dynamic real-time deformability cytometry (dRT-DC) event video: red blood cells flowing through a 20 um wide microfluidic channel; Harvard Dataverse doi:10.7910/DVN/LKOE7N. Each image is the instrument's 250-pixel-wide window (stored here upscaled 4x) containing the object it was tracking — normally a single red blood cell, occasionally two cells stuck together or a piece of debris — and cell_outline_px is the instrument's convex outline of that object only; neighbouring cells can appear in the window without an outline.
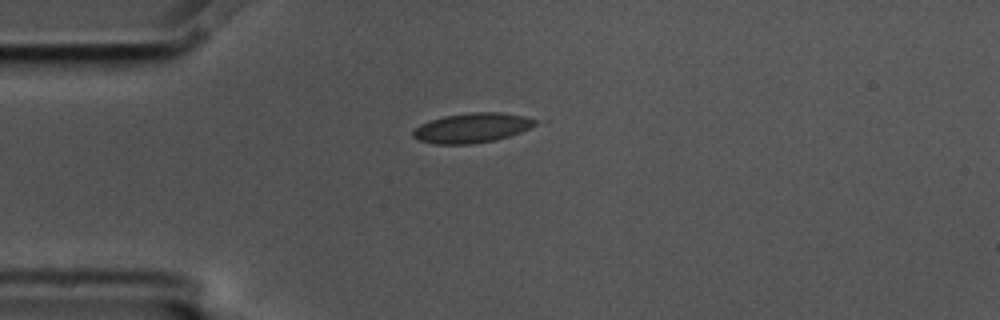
{"species": "common noctule bat (a hibernating species)", "species_latin": "Nyctalus noctula", "temperature_condition": "cold", "stored_images_in_passage": 7, "camera_frame_rate_fps": 3000, "um_per_image_px": 0.085, "animal": {"sex": "male", "body_mass_g": 17.5, "forearm_length_mm": 52.3}, "frame": {"image": 1, "passage_image": 1, "time_ms": 0.0, "image_size_px": [1000, 320], "cell_outline_px": [[536, 124], [520, 132], [496, 140], [472, 144], [436, 144], [416, 140], [412, 136], [412, 132], [420, 124], [444, 116], [472, 112], [500, 112], [524, 116], [536, 120]], "centroid_in_image_um": [40.08, 10.88], "position_along_channel_um": 44.9, "area_um2": 21.04}}